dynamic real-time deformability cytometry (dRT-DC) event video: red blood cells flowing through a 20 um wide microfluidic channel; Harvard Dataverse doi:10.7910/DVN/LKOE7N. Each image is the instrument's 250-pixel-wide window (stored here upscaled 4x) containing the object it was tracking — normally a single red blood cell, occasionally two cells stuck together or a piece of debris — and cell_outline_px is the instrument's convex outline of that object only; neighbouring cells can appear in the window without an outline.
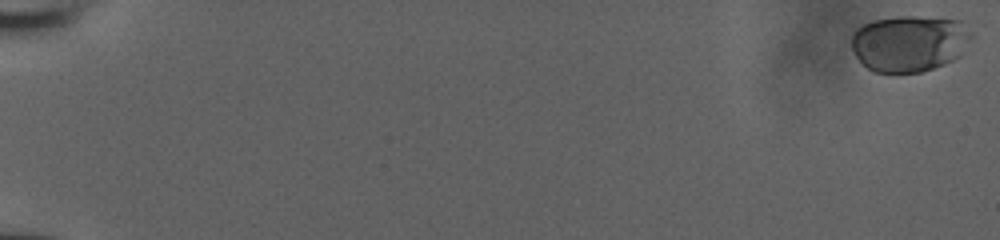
{"species": "human", "species_latin": "Homo sapiens", "temperature_condition": "room temperature", "stored_images_in_passage": 54, "camera_frame_rate_fps": 3000, "um_per_image_px": 0.085, "donor": {"sex": "male"}, "frame": {"image": 1, "passage_image": 1, "time_ms": 0.0, "image_size_px": [1000, 240], "cell_outline_px": [[960, 56], [944, 64], [920, 72], [872, 72], [856, 56], [852, 48], [852, 32], [856, 28], [864, 24], [876, 20], [900, 16], [912, 16], [960, 20]], "centroid_in_image_um": [77.09, 3.7], "position_along_channel_um": 7.9, "area_um2": 37.57}}
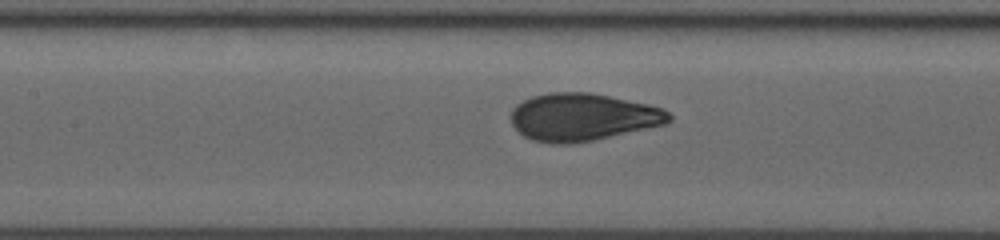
{"frame": {"image": 2, "passage_image": 28, "time_ms": 9.0, "image_size_px": [1000, 240], "cell_outline_px": [[672, 120], [664, 124], [592, 140], [572, 144], [548, 144], [532, 140], [524, 136], [512, 124], [512, 108], [516, 104], [532, 96], [548, 92], [592, 92], [648, 104], [664, 108], [672, 116]], "centroid_in_image_um": [49.51, 9.94], "position_along_channel_um": 157.9, "area_um2": 43.75}}
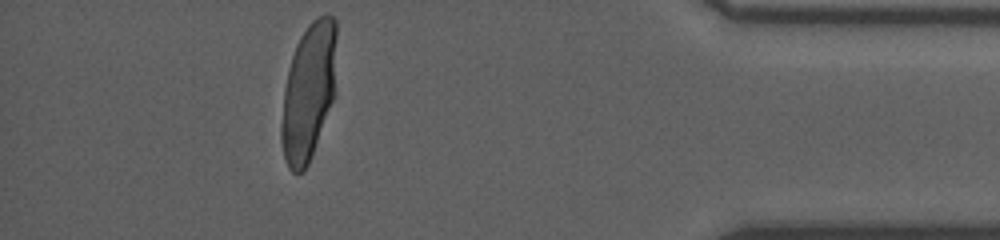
{"frame": {"image": 3, "passage_image": 49, "time_ms": 16.0, "image_size_px": [1000, 240], "cell_outline_px": [[336, 96], [308, 164], [304, 172], [292, 172], [288, 168], [284, 156], [280, 136], [280, 132], [284, 88], [288, 68], [296, 44], [300, 36], [308, 24], [316, 16], [332, 16], [336, 20]], "centroid_in_image_um": [26.24, 7.79], "position_along_channel_um": 409.0, "area_um2": 44.8}}